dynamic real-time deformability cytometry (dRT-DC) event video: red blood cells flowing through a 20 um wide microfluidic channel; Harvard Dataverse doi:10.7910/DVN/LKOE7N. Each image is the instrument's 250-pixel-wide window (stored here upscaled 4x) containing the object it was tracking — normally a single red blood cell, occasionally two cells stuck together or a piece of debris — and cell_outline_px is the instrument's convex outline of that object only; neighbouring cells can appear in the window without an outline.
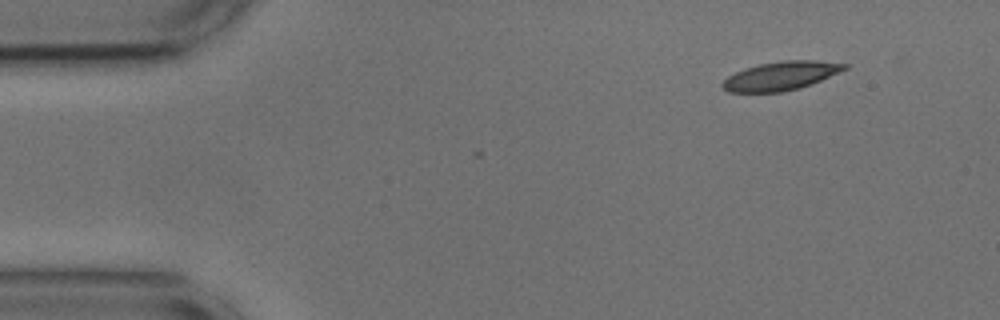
{"species": "common noctule bat (a hibernating species)", "species_latin": "Nyctalus noctula", "temperature_condition": "cold", "stored_images_in_passage": 2, "camera_frame_rate_fps": 3000, "um_per_image_px": 0.085, "animal": {"sex": "male", "body_mass_g": 17.9, "forearm_length_mm": 54.2}, "frame": {"image": 1, "passage_image": 2, "time_ms": 0.333, "image_size_px": [1000, 320], "cell_outline_px": [[848, 68], [812, 84], [800, 88], [784, 92], [728, 92], [720, 84], [728, 76], [744, 68], [760, 64], [784, 60], [816, 60], [848, 64]], "centroid_in_image_um": [66.38, 6.45], "position_along_channel_um": 18.6, "area_um2": 20.4}}